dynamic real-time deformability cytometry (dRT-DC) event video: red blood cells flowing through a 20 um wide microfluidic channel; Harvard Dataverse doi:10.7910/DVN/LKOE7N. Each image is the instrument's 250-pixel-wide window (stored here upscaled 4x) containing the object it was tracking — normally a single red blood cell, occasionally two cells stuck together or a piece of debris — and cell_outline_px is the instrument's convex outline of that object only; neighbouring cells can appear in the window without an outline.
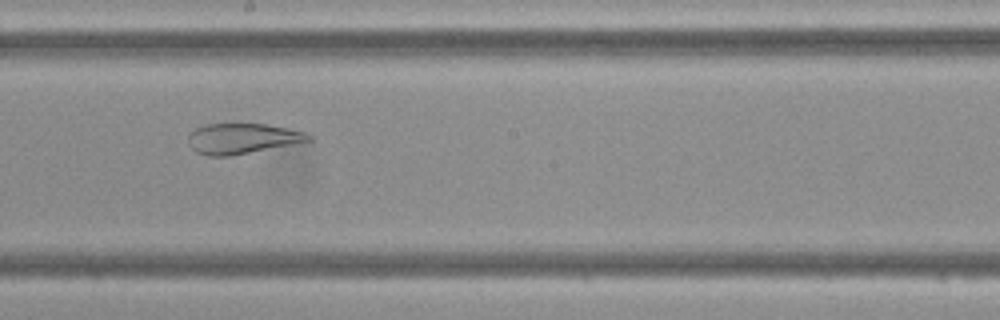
{"species": "Egyptian fruit bat (a non-hibernating species)", "species_latin": "Rousettus aegyptiacus", "temperature_condition": "cold", "stored_images_in_passage": 39, "camera_frame_rate_fps": 3000, "um_per_image_px": 0.085, "frame": {"image": 1, "passage_image": 18, "time_ms": 5.667, "image_size_px": [1000, 320], "cell_outline_px": [[312, 140], [228, 156], [208, 156], [196, 152], [188, 144], [188, 136], [196, 128], [208, 124], [236, 120], [268, 124], [288, 128], [304, 132], [312, 136]], "centroid_in_image_um": [20.55, 11.72], "position_along_channel_um": 227.6, "area_um2": 21.85}}
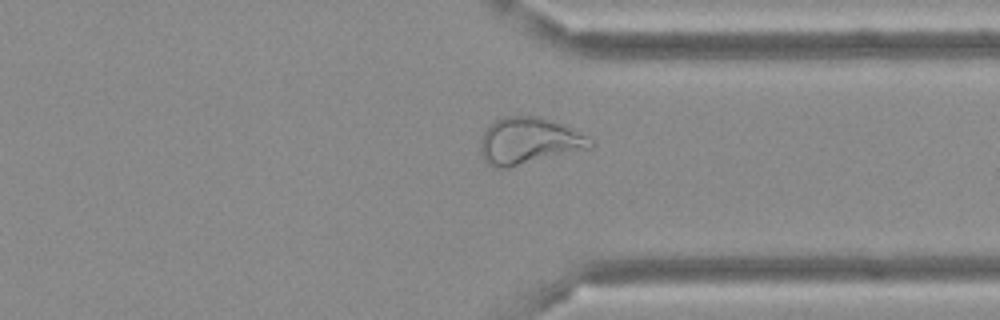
{"frame": {"image": 2, "passage_image": 28, "time_ms": 9.0, "image_size_px": [1000, 320], "cell_outline_px": [[592, 144], [588, 148], [508, 168], [496, 168], [488, 164], [484, 160], [480, 152], [480, 140], [484, 132], [496, 120], [504, 116], [540, 116], [564, 124], [588, 136], [592, 140]], "centroid_in_image_um": [44.93, 11.97], "position_along_channel_um": 366.5, "area_um2": 29.71}}
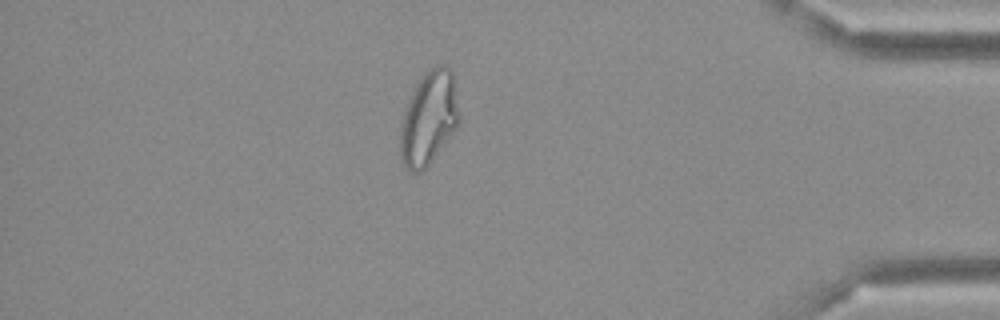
{"frame": {"image": 3, "passage_image": 33, "time_ms": 10.667, "image_size_px": [1000, 320], "cell_outline_px": [[460, 120], [456, 128], [432, 160], [420, 172], [412, 172], [404, 168], [400, 156], [400, 124], [408, 100], [416, 84], [424, 72], [436, 64], [444, 64], [452, 72], [460, 116]], "centroid_in_image_um": [36.43, 10.03], "position_along_channel_um": 398.8, "area_um2": 32.14}}